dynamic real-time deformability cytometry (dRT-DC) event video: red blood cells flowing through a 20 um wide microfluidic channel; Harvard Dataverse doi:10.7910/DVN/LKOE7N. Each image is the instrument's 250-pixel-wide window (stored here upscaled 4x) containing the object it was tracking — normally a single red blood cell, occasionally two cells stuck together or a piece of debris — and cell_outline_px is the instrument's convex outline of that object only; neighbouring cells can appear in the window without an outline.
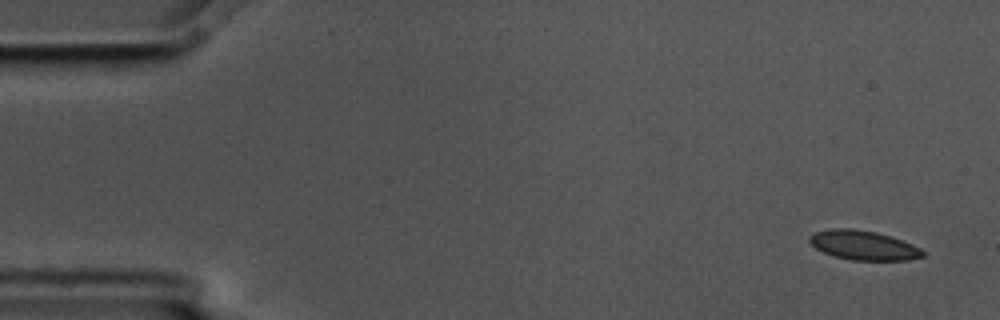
{"species": "common noctule bat (a hibernating species)", "species_latin": "Nyctalus noctula", "temperature_condition": "cold", "stored_images_in_passage": 5, "camera_frame_rate_fps": 3000, "um_per_image_px": 0.085, "animal": {"sex": "male", "body_mass_g": 17.5, "forearm_length_mm": 52.3}, "frame": {"image": 1, "passage_image": 1, "time_ms": 0.0, "image_size_px": [1000, 320], "cell_outline_px": [[924, 256], [908, 260], [852, 260], [832, 256], [816, 248], [808, 240], [808, 236], [816, 232], [832, 228], [852, 228], [876, 232], [892, 236], [912, 244], [920, 248], [924, 252]], "centroid_in_image_um": [73.39, 20.84], "position_along_channel_um": 11.6, "area_um2": 19.42}}
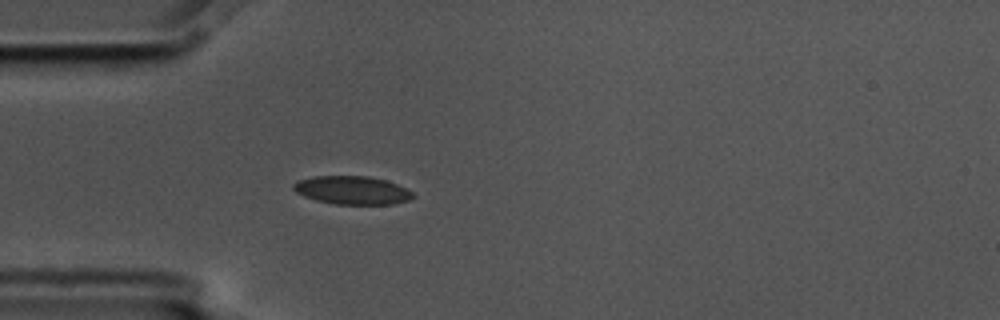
{"frame": {"image": 2, "passage_image": 5, "time_ms": 1.333, "image_size_px": [1000, 320], "cell_outline_px": [[416, 196], [408, 200], [392, 204], [336, 204], [316, 200], [304, 196], [296, 192], [292, 188], [292, 184], [296, 180], [312, 176], [368, 176], [384, 180], [396, 184], [412, 192]], "centroid_in_image_um": [29.88, 16.16], "position_along_channel_um": 55.1, "area_um2": 19.65}}